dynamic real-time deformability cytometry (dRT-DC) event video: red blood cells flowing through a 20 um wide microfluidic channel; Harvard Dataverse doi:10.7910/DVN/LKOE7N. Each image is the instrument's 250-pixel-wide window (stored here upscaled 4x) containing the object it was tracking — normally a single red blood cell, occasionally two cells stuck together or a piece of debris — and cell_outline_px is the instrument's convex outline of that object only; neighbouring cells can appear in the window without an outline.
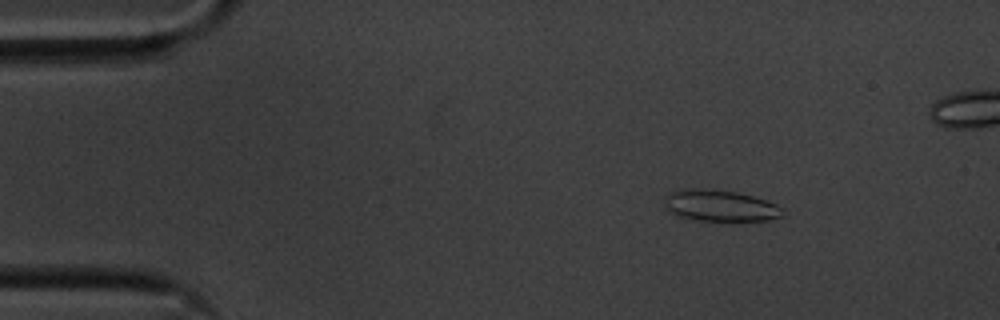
{"species": "common noctule bat (a hibernating species)", "species_latin": "Nyctalus noctula", "temperature_condition": "cold", "stored_images_in_passage": 51, "camera_frame_rate_fps": 3000, "um_per_image_px": 0.085, "animal": {"sex": "male", "body_mass_g": 20.1, "forearm_length_mm": 53.5}, "frame": {"image": 1, "passage_image": 2, "time_ms": 0.333, "image_size_px": [1000, 320], "cell_outline_px": [[784, 208], [780, 216], [768, 220], [700, 220], [680, 216], [664, 208], [664, 200], [672, 192], [688, 188], [696, 188], [736, 192], [768, 200]], "centroid_in_image_um": [61.22, 17.47], "position_along_channel_um": 23.8, "area_um2": 21.15}}
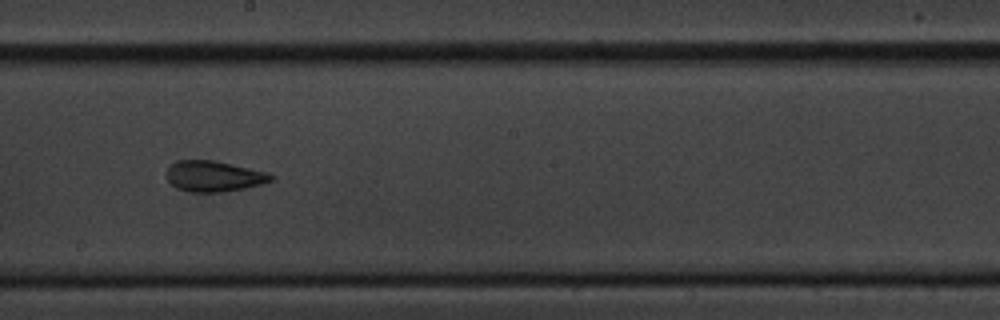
{"frame": {"image": 2, "passage_image": 25, "time_ms": 8.0, "image_size_px": [1000, 320], "cell_outline_px": [[276, 176], [272, 180], [260, 184], [244, 188], [220, 192], [192, 192], [176, 188], [168, 180], [168, 168], [176, 160], [212, 160], [268, 172]], "centroid_in_image_um": [18.19, 14.98], "position_along_channel_um": 230.0, "area_um2": 18.5}}
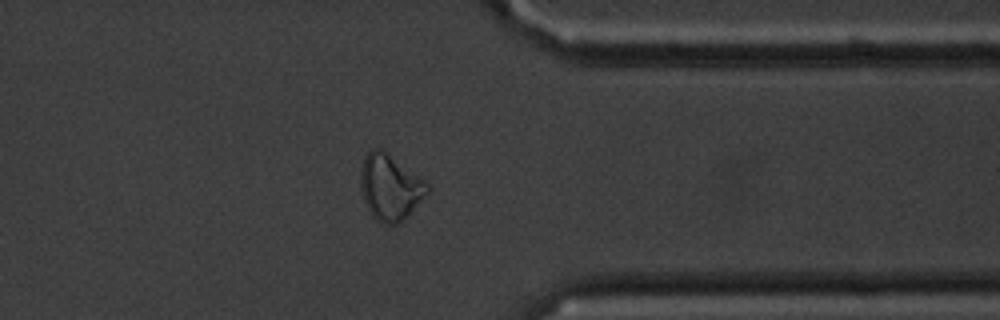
{"frame": {"image": 3, "passage_image": 38, "time_ms": 12.333, "image_size_px": [1000, 320], "cell_outline_px": [[432, 188], [408, 216], [404, 220], [396, 224], [384, 224], [376, 220], [372, 216], [364, 200], [360, 188], [360, 172], [364, 156], [372, 148], [380, 148], [424, 180]], "centroid_in_image_um": [33.15, 15.93], "position_along_channel_um": 378.3, "area_um2": 25.49}, "authors_computed_cell_mechanics": {"area_um2": 20.23, "velocity_mm_per_s": 3.576, "shape_relaxation_time_tau1_ms": null, "shape_relaxation_time_tau2_ms": 2.8821, "deformation_change_tau1": null, "deformation_change_tau2": 0.1104}}